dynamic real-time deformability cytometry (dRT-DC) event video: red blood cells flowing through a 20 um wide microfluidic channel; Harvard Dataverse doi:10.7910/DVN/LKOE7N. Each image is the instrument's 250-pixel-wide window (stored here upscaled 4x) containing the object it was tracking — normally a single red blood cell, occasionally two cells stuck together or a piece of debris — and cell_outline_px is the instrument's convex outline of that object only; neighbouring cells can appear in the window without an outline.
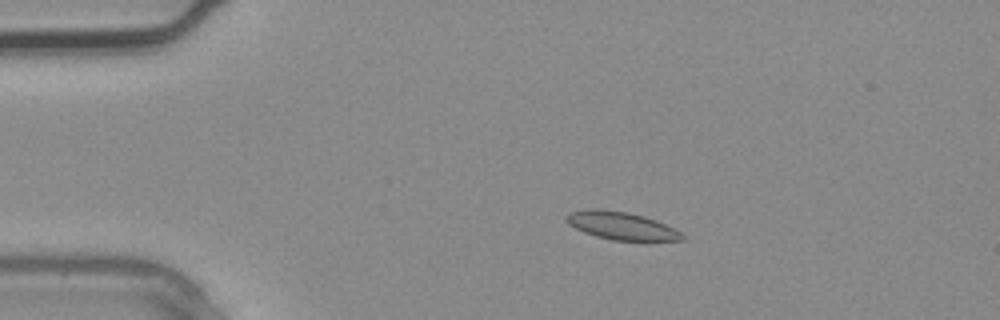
{"species": "common noctule bat (a hibernating species)", "species_latin": "Nyctalus noctula", "temperature_condition": "warm", "stored_images_in_passage": 2, "camera_frame_rate_fps": 3000, "um_per_image_px": 0.085, "animal": {"sex": "male", "body_mass_g": 20.4}, "frame": {"image": 1, "passage_image": 1, "time_ms": 0.0, "image_size_px": [1000, 320], "cell_outline_px": [[688, 240], [612, 240], [596, 236], [584, 232], [568, 224], [564, 220], [564, 216], [568, 212], [588, 208], [600, 208], [628, 212], [644, 216], [656, 220], [680, 232]], "centroid_in_image_um": [52.74, 19.16], "position_along_channel_um": 32.3, "area_um2": 18.84}}